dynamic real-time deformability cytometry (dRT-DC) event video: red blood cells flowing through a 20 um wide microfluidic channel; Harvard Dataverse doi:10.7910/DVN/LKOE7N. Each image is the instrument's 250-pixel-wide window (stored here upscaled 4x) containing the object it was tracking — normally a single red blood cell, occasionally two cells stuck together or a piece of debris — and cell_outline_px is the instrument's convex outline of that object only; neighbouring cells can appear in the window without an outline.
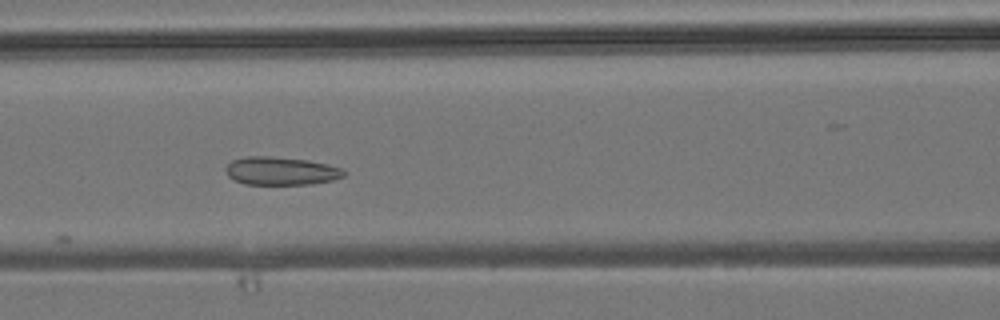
{"species": "common noctule bat (a hibernating species)", "species_latin": "Nyctalus noctula", "temperature_condition": "room temperature", "stored_images_in_passage": 8, "camera_frame_rate_fps": 3000, "um_per_image_px": 0.085, "animal": {"sex": "male", "body_mass_g": 19.2, "forearm_length_mm": 51.8}, "frame": {"image": 1, "passage_image": 5, "time_ms": 5.333, "image_size_px": [1000, 320], "cell_outline_px": [[344, 176], [332, 180], [308, 184], [244, 184], [228, 176], [224, 168], [232, 160], [244, 156], [268, 156], [308, 160], [328, 164], [340, 168], [344, 172]], "centroid_in_image_um": [23.84, 14.52], "position_along_channel_um": 142.8, "area_um2": 19.25}}